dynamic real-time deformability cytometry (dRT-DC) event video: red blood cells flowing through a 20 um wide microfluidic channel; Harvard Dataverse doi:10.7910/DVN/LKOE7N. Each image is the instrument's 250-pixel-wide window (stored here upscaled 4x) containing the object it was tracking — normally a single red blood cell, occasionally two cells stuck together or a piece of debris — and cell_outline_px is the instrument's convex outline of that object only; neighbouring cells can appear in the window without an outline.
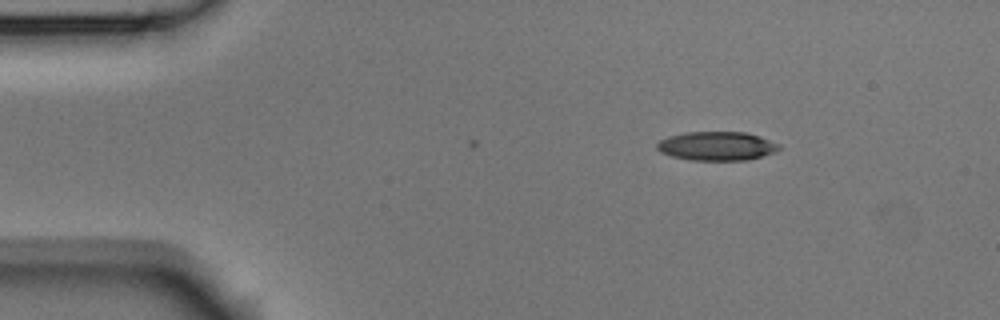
{"species": "Egyptian fruit bat (a non-hibernating species)", "species_latin": "Rousettus aegyptiacus", "temperature_condition": "room temperature", "stored_images_in_passage": 2, "camera_frame_rate_fps": 3000, "um_per_image_px": 0.085, "animal": {"sex": "male"}, "frame": {"image": 1, "passage_image": 2, "time_ms": 0.333, "image_size_px": [1000, 320], "cell_outline_px": [[780, 148], [776, 152], [748, 160], [688, 160], [672, 156], [660, 152], [656, 148], [656, 144], [660, 140], [668, 136], [684, 132], [744, 132], [760, 136], [780, 144]], "centroid_in_image_um": [60.92, 12.41], "position_along_channel_um": 24.1, "area_um2": 20.69}}